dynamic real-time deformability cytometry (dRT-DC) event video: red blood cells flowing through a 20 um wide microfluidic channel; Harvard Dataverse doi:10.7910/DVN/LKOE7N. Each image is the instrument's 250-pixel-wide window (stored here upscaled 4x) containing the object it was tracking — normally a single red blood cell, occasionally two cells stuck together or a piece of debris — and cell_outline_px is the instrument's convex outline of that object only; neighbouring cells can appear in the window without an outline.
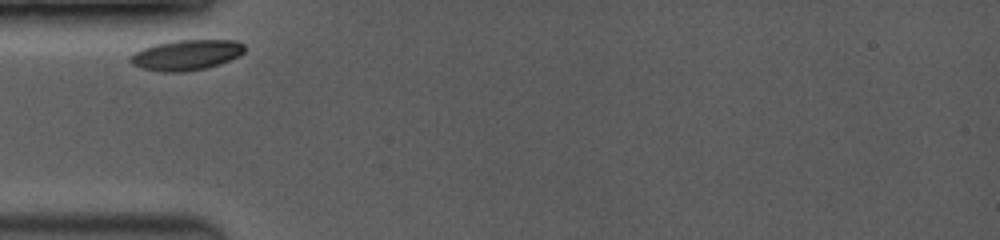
{"species": "common noctule bat (a hibernating species)", "species_latin": "Nyctalus noctula", "temperature_condition": "room temperature", "stored_images_in_passage": 7, "camera_frame_rate_fps": 3500, "um_per_image_px": 0.085, "animal": {"sex": "female", "body_mass_g": 19.0, "forearm_length_mm": 53.3}, "frame": {"image": 1, "passage_image": 1, "time_ms": 0.0, "image_size_px": [1000, 240], "cell_outline_px": [[244, 52], [240, 56], [220, 64], [204, 68], [184, 72], [160, 72], [140, 68], [132, 64], [128, 60], [136, 52], [144, 48], [156, 44], [176, 40], [232, 40], [244, 44]], "centroid_in_image_um": [15.85, 4.68], "position_along_channel_um": 69.2, "area_um2": 20.17}}
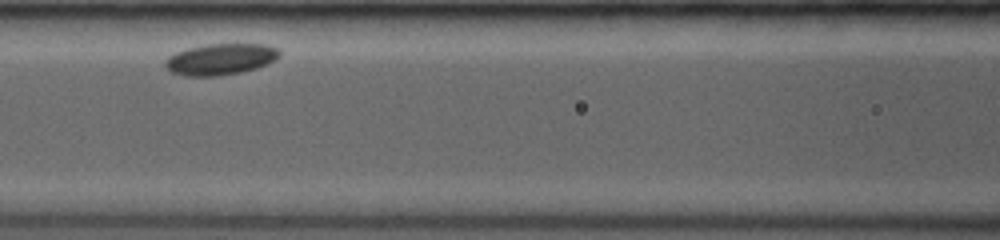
{"frame": {"image": 2, "passage_image": 3, "time_ms": 2.286, "image_size_px": [1000, 240], "cell_outline_px": [[280, 56], [268, 64], [256, 68], [240, 72], [216, 76], [184, 76], [172, 72], [164, 64], [164, 60], [168, 56], [176, 52], [188, 48], [204, 44], [268, 44], [276, 48], [280, 52]], "centroid_in_image_um": [18.74, 5.03], "position_along_channel_um": 147.9, "area_um2": 20.87}}
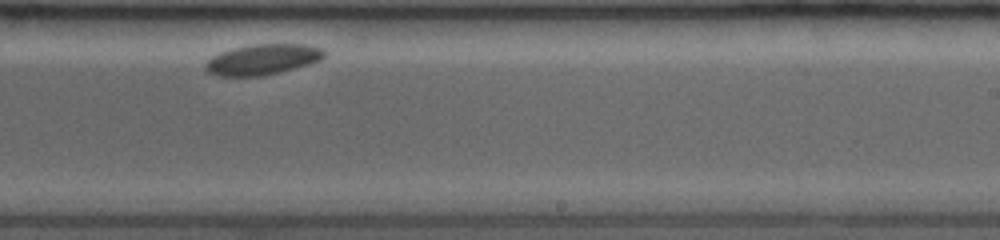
{"frame": {"image": 3, "passage_image": 6, "time_ms": 5.714, "image_size_px": [1000, 240], "cell_outline_px": [[328, 52], [320, 60], [308, 64], [280, 72], [260, 76], [216, 76], [208, 72], [204, 68], [204, 64], [212, 56], [220, 52], [232, 48], [256, 44], [308, 44], [324, 48]], "centroid_in_image_um": [22.33, 5.05], "position_along_channel_um": 266.7, "area_um2": 21.33}}